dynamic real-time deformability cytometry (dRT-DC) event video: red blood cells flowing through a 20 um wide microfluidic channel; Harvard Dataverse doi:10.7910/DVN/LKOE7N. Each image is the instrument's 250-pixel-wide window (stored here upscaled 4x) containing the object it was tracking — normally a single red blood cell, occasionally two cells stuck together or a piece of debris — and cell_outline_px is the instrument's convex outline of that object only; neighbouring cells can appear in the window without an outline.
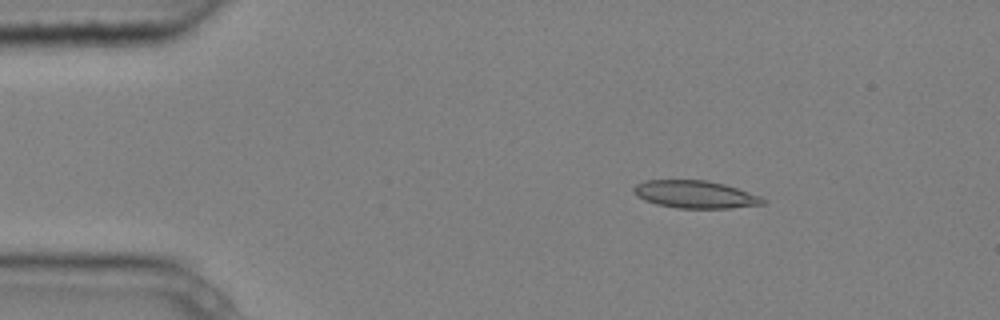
{"species": "common noctule bat (a hibernating species)", "species_latin": "Nyctalus noctula", "temperature_condition": "cold", "stored_images_in_passage": 4, "camera_frame_rate_fps": 3000, "um_per_image_px": 0.085, "animal": {"sex": "male", "body_mass_g": 20.4}, "frame": {"image": 1, "passage_image": 2, "time_ms": 0.333, "image_size_px": [1000, 320], "cell_outline_px": [[768, 200], [764, 204], [728, 208], [680, 208], [656, 204], [644, 200], [636, 196], [632, 192], [632, 188], [636, 184], [644, 180], [708, 180], [724, 184], [760, 196]], "centroid_in_image_um": [59.05, 16.52], "position_along_channel_um": 25.9, "area_um2": 20.81}}
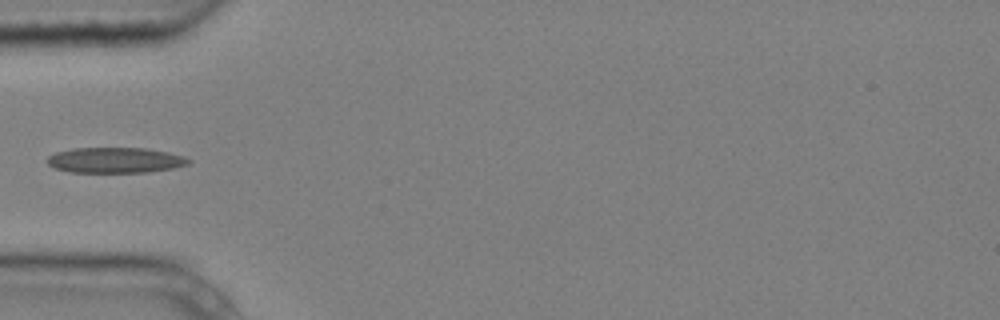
{"frame": {"image": 2, "passage_image": 4, "time_ms": 1.0, "image_size_px": [1000, 320], "cell_outline_px": [[192, 160], [188, 164], [172, 168], [148, 172], [68, 172], [56, 168], [48, 164], [48, 156], [56, 152], [76, 148], [144, 148], [168, 152], [184, 156]], "centroid_in_image_um": [9.81, 13.61], "position_along_channel_um": 75.2, "area_um2": 20.87}}